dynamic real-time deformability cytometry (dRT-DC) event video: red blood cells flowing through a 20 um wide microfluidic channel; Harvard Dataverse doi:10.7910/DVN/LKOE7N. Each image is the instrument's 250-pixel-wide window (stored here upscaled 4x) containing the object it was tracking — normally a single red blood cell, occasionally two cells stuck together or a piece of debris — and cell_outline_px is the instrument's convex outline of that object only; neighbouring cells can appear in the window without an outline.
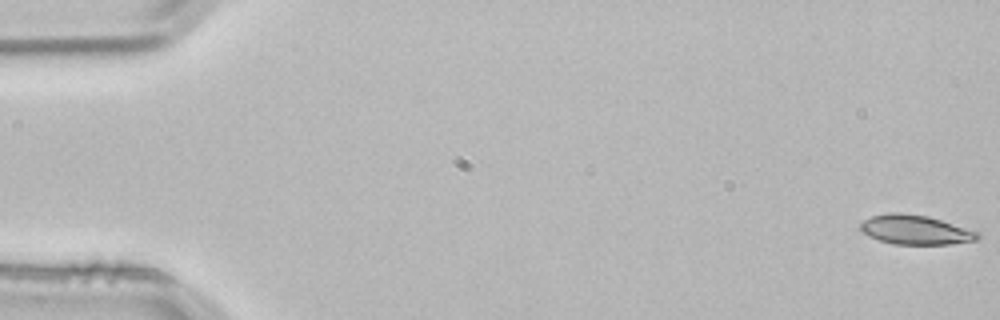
{"species": "common noctule bat (a hibernating species)", "species_latin": "Nyctalus noctula", "temperature_condition": "room temperature", "stored_images_in_passage": 4, "camera_frame_rate_fps": 3000, "um_per_image_px": 0.085, "animal": {"sex": "male", "body_mass_g": 21.5, "forearm_length_mm": 52.0}, "frame": {"image": 1, "passage_image": 1, "time_ms": 0.0, "image_size_px": [1000, 320], "cell_outline_px": [[980, 240], [948, 244], [892, 244], [868, 236], [860, 228], [860, 224], [864, 220], [872, 216], [892, 212], [900, 212], [928, 216], [980, 232]], "centroid_in_image_um": [77.84, 19.53], "position_along_channel_um": 7.2, "area_um2": 20.06}}